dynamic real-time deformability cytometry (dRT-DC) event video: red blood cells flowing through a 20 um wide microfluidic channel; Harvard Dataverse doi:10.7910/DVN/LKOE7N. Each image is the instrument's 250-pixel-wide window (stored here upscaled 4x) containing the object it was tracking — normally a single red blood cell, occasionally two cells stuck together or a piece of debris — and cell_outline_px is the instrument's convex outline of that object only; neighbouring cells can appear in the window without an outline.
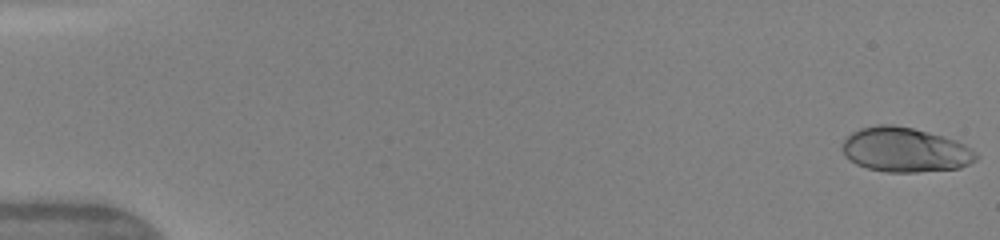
{"species": "human", "species_latin": "Homo sapiens", "temperature_condition": "warm", "stored_images_in_passage": 49, "camera_frame_rate_fps": 3000, "um_per_image_px": 0.085, "donor": {"sex": "female"}, "frame": {"image": 1, "passage_image": 1, "time_ms": 0.0, "image_size_px": [1000, 240], "cell_outline_px": [[980, 156], [976, 160], [960, 168], [916, 172], [888, 172], [868, 168], [856, 164], [844, 156], [840, 148], [844, 140], [852, 132], [860, 128], [876, 124], [892, 124], [912, 128], [928, 132], [956, 140], [972, 148]], "centroid_in_image_um": [76.92, 12.73], "position_along_channel_um": 8.1, "area_um2": 34.97}}
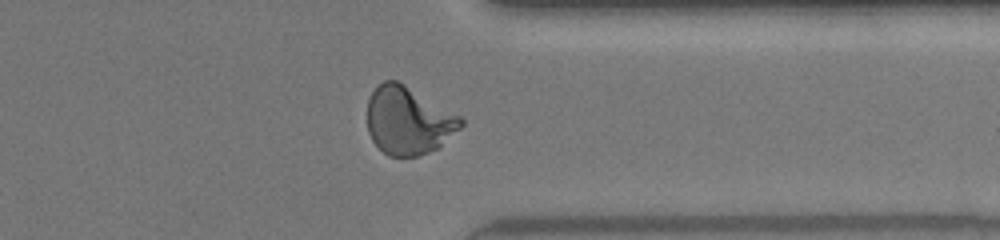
{"frame": {"image": 2, "passage_image": 39, "time_ms": 12.667, "image_size_px": [1000, 240], "cell_outline_px": [[464, 124], [460, 128], [436, 148], [420, 156], [388, 156], [372, 140], [368, 132], [368, 100], [372, 92], [384, 80], [396, 80], [404, 84], [460, 116], [464, 120]], "centroid_in_image_um": [34.69, 10.25], "position_along_channel_um": 376.7, "area_um2": 36.47}}
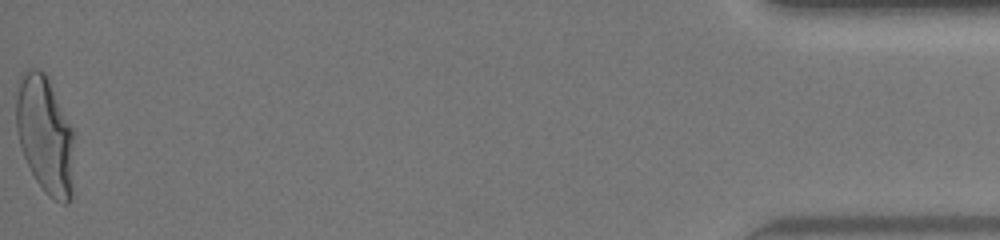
{"frame": {"image": 3, "passage_image": 49, "time_ms": 16.0, "image_size_px": [1000, 240], "cell_outline_px": [[72, 196], [68, 204], [64, 204], [48, 196], [36, 180], [24, 156], [20, 144], [16, 128], [16, 100], [20, 80], [24, 72], [28, 68], [40, 68], [48, 76], [72, 128]], "centroid_in_image_um": [3.82, 11.44], "position_along_channel_um": 431.4, "area_um2": 39.36}, "authors_computed_cell_mechanics": {"area_um2": 35.547, "velocity_mm_per_s": 4.1984, "shape_relaxation_time_tau1_ms": 3.6596, "shape_relaxation_time_tau2_ms": null, "deformation_change_tau1": 0.1965, "deformation_change_tau2": null}}